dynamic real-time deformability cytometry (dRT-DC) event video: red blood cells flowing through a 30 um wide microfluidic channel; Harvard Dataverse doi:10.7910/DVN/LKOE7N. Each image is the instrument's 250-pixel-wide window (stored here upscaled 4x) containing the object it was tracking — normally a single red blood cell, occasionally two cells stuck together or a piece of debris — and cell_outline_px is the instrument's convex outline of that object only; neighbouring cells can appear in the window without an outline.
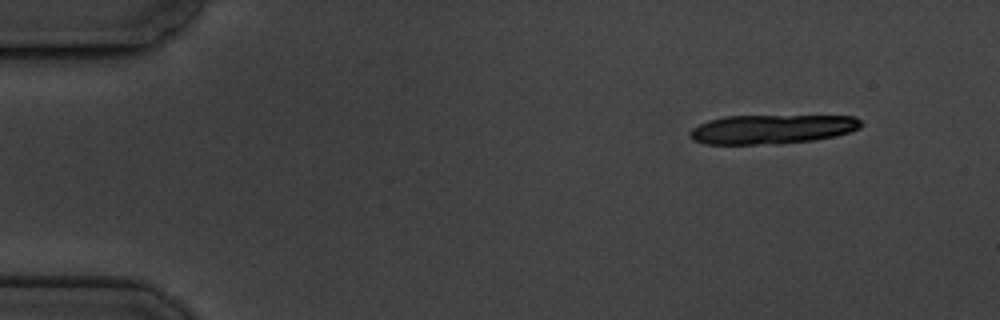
{"species": "common noctule bat (a hibernating species)", "species_latin": "Nyctalus noctula", "temperature_condition": "cold", "stored_images_in_passage": 10, "camera_frame_rate_fps": 3000, "um_per_image_px": 0.085, "animal": {"sex": "male", "body_mass_g": 19.5, "forearm_length_mm": 54.6}, "frame": {"image": 1, "passage_image": 1, "time_ms": 0.0, "image_size_px": [1000, 320], "cell_outline_px": [[864, 124], [860, 128], [836, 136], [816, 140], [776, 144], [704, 144], [692, 140], [688, 136], [688, 132], [692, 128], [708, 120], [724, 116], [856, 116]], "centroid_in_image_um": [65.59, 10.99], "position_along_channel_um": 19.4, "area_um2": 29.42}}
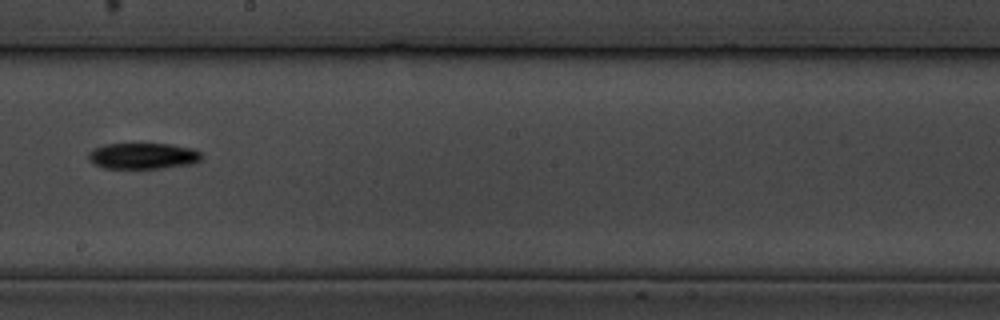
{"frame": {"image": 2, "passage_image": 9, "time_ms": 9.333, "image_size_px": [1000, 320], "cell_outline_px": [[204, 156], [196, 164], [164, 168], [104, 168], [96, 164], [88, 156], [88, 152], [104, 144], [172, 144], [192, 148], [200, 152]], "centroid_in_image_um": [12.24, 13.26], "position_along_channel_um": 236.0, "area_um2": 17.22}}